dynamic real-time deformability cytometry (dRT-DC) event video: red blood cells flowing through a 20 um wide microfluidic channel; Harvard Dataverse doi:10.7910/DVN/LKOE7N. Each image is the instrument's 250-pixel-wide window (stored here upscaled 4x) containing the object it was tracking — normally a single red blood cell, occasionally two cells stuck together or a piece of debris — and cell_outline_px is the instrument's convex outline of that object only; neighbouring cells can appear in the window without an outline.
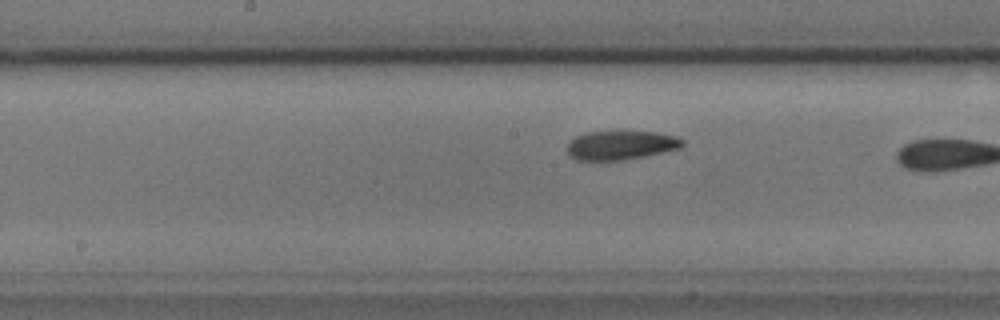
{"species": "common noctule bat (a hibernating species)", "species_latin": "Nyctalus noctula", "temperature_condition": "cold", "stored_images_in_passage": 35, "camera_frame_rate_fps": 3000, "um_per_image_px": 0.085, "animal": {"sex": "male", "body_mass_g": 17.9, "forearm_length_mm": 54.2}, "frame": {"image": 1, "passage_image": 20, "time_ms": 6.333, "image_size_px": [1000, 320], "cell_outline_px": [[684, 144], [680, 148], [644, 156], [624, 160], [576, 160], [568, 156], [568, 144], [576, 136], [588, 132], [656, 132], [676, 136], [684, 140]], "centroid_in_image_um": [52.77, 12.35], "position_along_channel_um": 195.4, "area_um2": 19.31}}
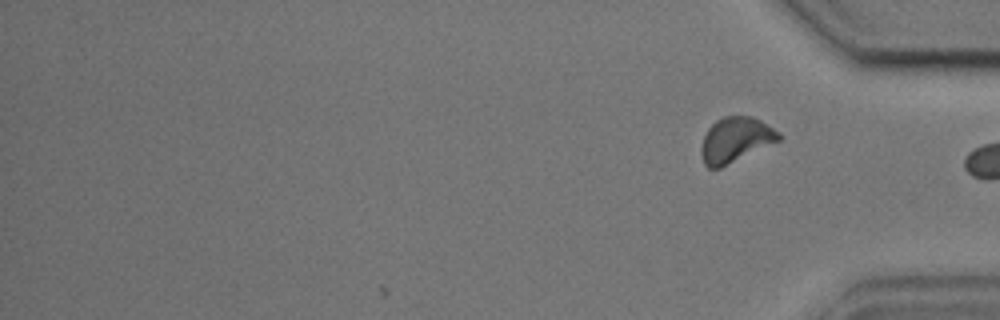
{"frame": {"image": 2, "passage_image": 35, "time_ms": 11.333, "image_size_px": [1000, 320], "cell_outline_px": [[780, 140], [720, 168], [708, 168], [704, 164], [700, 152], [700, 148], [704, 136], [708, 128], [716, 120], [724, 116], [752, 116], [760, 120], [780, 132]], "centroid_in_image_um": [62.5, 11.88], "position_along_channel_um": 372.7, "area_um2": 20.29}, "authors_computed_cell_mechanics": {"area_um2": 20.2878, "velocity_mm_per_s": 3.6139, "shape_relaxation_time_tau1_ms": 10.5268, "shape_relaxation_time_tau2_ms": 2.4536, "deformation_change_tau1": 0.1572, "deformation_change_tau2": 0.0794}}